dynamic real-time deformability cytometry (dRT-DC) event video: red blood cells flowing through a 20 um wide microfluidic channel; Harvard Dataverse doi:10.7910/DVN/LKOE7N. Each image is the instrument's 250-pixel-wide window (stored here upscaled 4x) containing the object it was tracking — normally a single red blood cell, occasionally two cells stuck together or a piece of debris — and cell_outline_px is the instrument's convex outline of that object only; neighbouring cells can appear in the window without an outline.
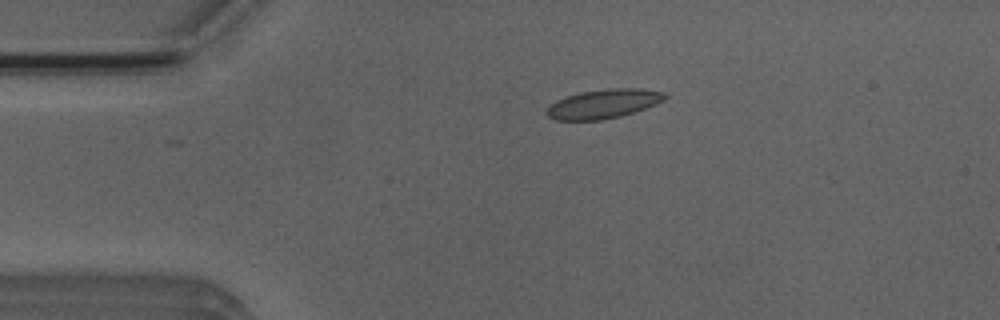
{"species": "Egyptian fruit bat (a non-hibernating species)", "species_latin": "Rousettus aegyptiacus", "temperature_condition": "room temperature", "stored_images_in_passage": 40, "camera_frame_rate_fps": 3000, "um_per_image_px": 0.085, "animal": {"sex": "male"}, "frame": {"image": 1, "passage_image": 2, "time_ms": 0.333, "image_size_px": [1000, 320], "cell_outline_px": [[668, 96], [664, 100], [656, 104], [620, 116], [600, 120], [556, 120], [548, 116], [544, 112], [556, 100], [580, 92], [604, 88], [640, 88], [664, 92]], "centroid_in_image_um": [51.3, 8.81], "position_along_channel_um": 33.7, "area_um2": 20.0}}
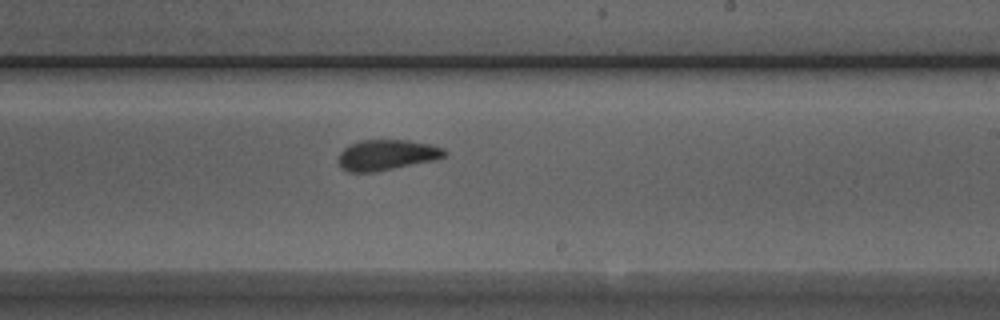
{"frame": {"image": 2, "passage_image": 22, "time_ms": 7.0, "image_size_px": [1000, 320], "cell_outline_px": [[448, 152], [444, 156], [432, 160], [376, 172], [348, 172], [340, 168], [336, 160], [340, 152], [344, 148], [360, 140], [408, 140], [432, 144], [444, 148]], "centroid_in_image_um": [32.83, 13.17], "position_along_channel_um": 256.2, "area_um2": 19.02}}
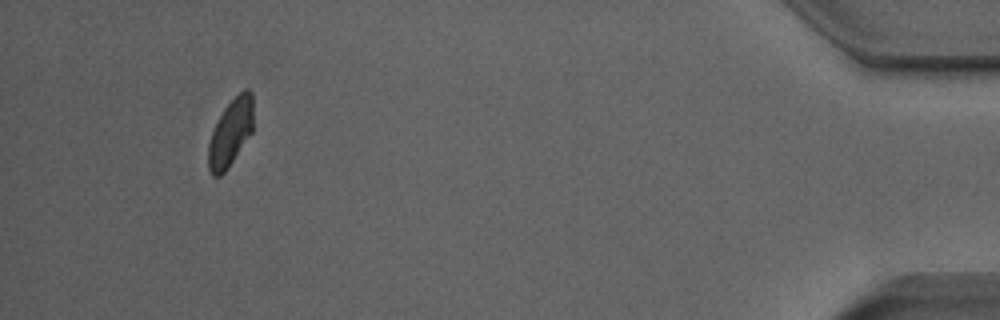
{"frame": {"image": 3, "passage_image": 40, "time_ms": 13.0, "image_size_px": [1000, 320], "cell_outline_px": [[252, 132], [224, 172], [220, 176], [212, 176], [208, 168], [208, 144], [212, 132], [224, 108], [244, 88], [248, 88], [252, 92]], "centroid_in_image_um": [19.59, 11.27], "position_along_channel_um": 415.6, "area_um2": 17.22}, "authors_computed_cell_mechanics": {"area_um2": 19.1029, "velocity_mm_per_s": 3.9148, "shape_relaxation_time_tau1_ms": 5.6553, "shape_relaxation_time_tau2_ms": 1.0905, "deformation_change_tau1": 0.1483, "deformation_change_tau2": 0.0649}}